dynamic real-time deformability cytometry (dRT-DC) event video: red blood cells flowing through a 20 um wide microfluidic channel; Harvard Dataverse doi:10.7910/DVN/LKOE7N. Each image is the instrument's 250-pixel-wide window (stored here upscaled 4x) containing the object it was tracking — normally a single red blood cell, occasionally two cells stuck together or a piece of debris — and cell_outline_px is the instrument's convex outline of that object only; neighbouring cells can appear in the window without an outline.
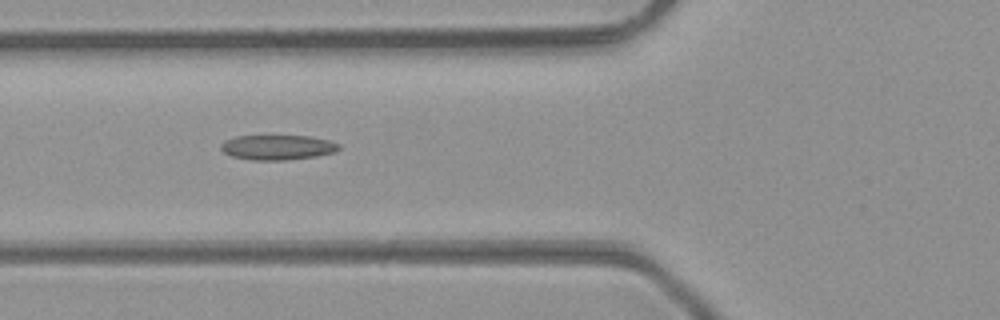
{"species": "common noctule bat (a hibernating species)", "species_latin": "Nyctalus noctula", "temperature_condition": "room temperature", "stored_images_in_passage": 36, "camera_frame_rate_fps": 3000, "um_per_image_px": 0.085, "animal": {"sex": "male", "body_mass_g": 23.1, "forearm_length_mm": 52.7}, "frame": {"image": 1, "passage_image": 6, "time_ms": 1.667, "image_size_px": [1000, 320], "cell_outline_px": [[340, 148], [336, 152], [316, 156], [284, 160], [252, 160], [232, 156], [224, 152], [220, 148], [220, 144], [224, 140], [236, 136], [312, 136], [328, 140], [340, 144]], "centroid_in_image_um": [23.59, 12.52], "position_along_channel_um": 102.2, "area_um2": 17.17}}
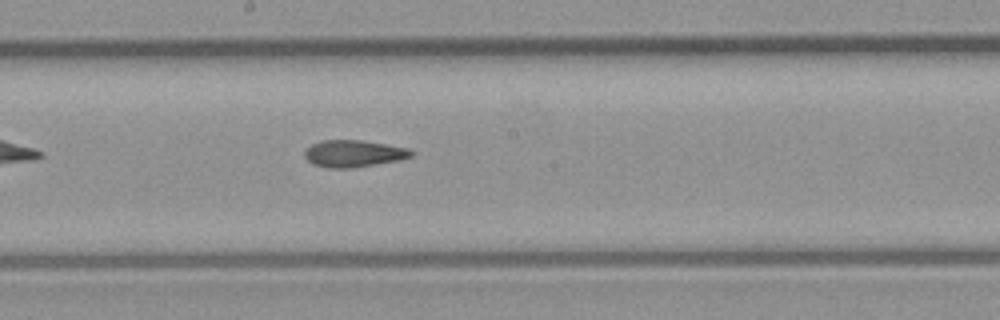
{"frame": {"image": 2, "passage_image": 14, "time_ms": 4.333, "image_size_px": [1000, 320], "cell_outline_px": [[412, 156], [400, 160], [352, 168], [328, 168], [312, 164], [304, 156], [304, 152], [312, 144], [320, 140], [360, 140], [408, 148], [412, 152]], "centroid_in_image_um": [30.03, 13.06], "position_along_channel_um": 218.2, "area_um2": 16.65}}
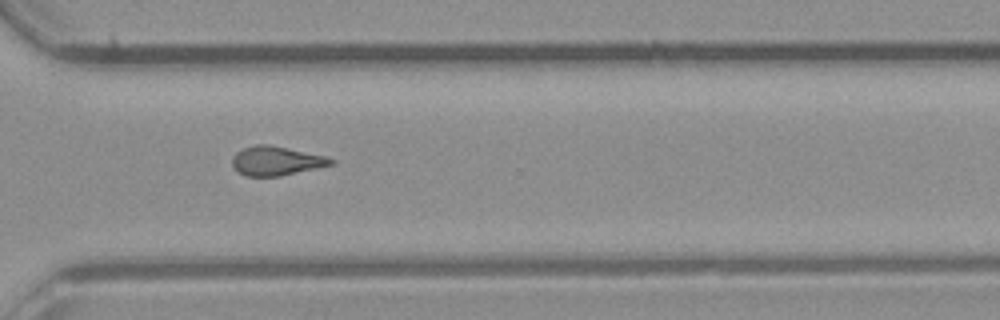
{"frame": {"image": 3, "passage_image": 23, "time_ms": 7.333, "image_size_px": [1000, 320], "cell_outline_px": [[336, 164], [280, 176], [244, 176], [232, 164], [232, 156], [236, 152], [244, 148], [256, 144], [268, 144], [328, 156], [336, 160]], "centroid_in_image_um": [23.53, 13.67], "position_along_channel_um": 347.1, "area_um2": 16.88}, "authors_computed_cell_mechanics": {"area_um2": 16.7331, "velocity_mm_per_s": 4.3113, "shape_relaxation_time_tau1_ms": null, "shape_relaxation_time_tau2_ms": 4.0727, "deformation_change_tau1": null, "deformation_change_tau2": 0.1427}}